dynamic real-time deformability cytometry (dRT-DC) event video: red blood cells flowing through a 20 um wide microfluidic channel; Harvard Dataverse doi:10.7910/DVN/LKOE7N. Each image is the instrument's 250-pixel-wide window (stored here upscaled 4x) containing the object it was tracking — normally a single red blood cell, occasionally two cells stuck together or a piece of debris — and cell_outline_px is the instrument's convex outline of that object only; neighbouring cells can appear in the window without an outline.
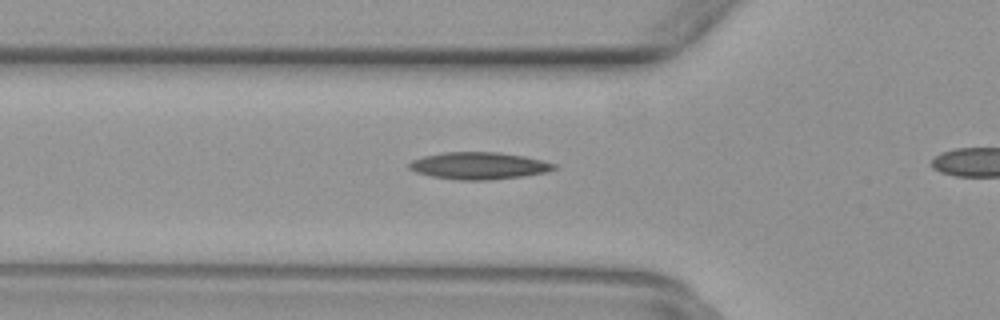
{"species": "common noctule bat (a hibernating species)", "species_latin": "Nyctalus noctula", "temperature_condition": "warm", "stored_images_in_passage": 6, "camera_frame_rate_fps": 3000, "um_per_image_px": 0.085, "animal": {"sex": "female", "body_mass_g": 29.2, "forearm_length_mm": 56.3}, "frame": {"image": 1, "passage_image": 4, "time_ms": 1.0, "image_size_px": [1000, 320], "cell_outline_px": [[560, 168], [548, 172], [524, 176], [488, 180], [460, 180], [432, 176], [416, 172], [408, 168], [408, 164], [412, 160], [424, 156], [444, 152], [496, 152], [524, 156], [556, 164]], "centroid_in_image_um": [40.73, 14.09], "position_along_channel_um": 85.1, "area_um2": 22.89}}